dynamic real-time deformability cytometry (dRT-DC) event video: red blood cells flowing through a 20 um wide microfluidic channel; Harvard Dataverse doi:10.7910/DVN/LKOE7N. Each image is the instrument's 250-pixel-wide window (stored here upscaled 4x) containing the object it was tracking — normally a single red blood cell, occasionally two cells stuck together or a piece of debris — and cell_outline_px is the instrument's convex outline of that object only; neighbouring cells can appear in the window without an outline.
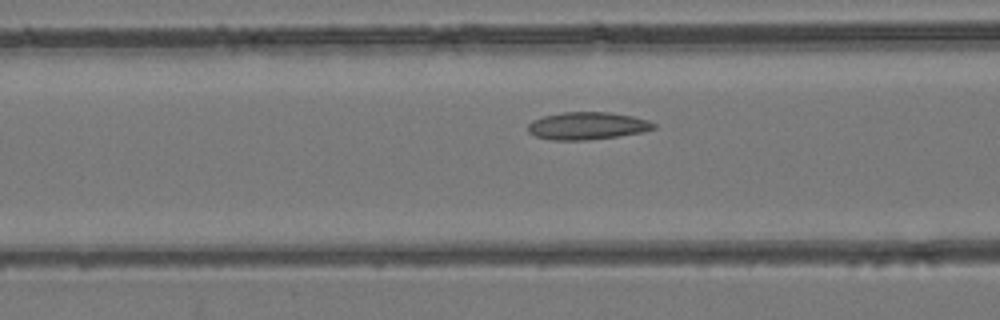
{"species": "common noctule bat (a hibernating species)", "species_latin": "Nyctalus noctula", "temperature_condition": "room temperature", "stored_images_in_passage": 48, "camera_frame_rate_fps": 3000, "um_per_image_px": 0.085, "animal": {"sex": "female", "body_mass_g": 24.6, "forearm_length_mm": 56.2}, "frame": {"image": 1, "passage_image": 18, "time_ms": 5.667, "image_size_px": [1000, 320], "cell_outline_px": [[656, 128], [640, 132], [616, 136], [584, 140], [552, 140], [536, 136], [528, 132], [528, 124], [532, 120], [544, 116], [564, 112], [608, 112], [632, 116], [648, 120], [656, 124]], "centroid_in_image_um": [49.9, 10.69], "position_along_channel_um": 116.7, "area_um2": 19.94}}
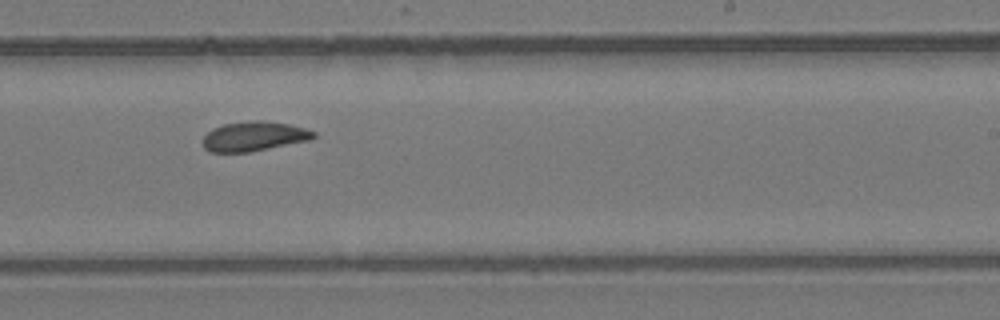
{"frame": {"image": 2, "passage_image": 29, "time_ms": 9.333, "image_size_px": [1000, 320], "cell_outline_px": [[316, 136], [312, 140], [252, 152], [208, 152], [204, 148], [204, 136], [212, 128], [224, 124], [252, 120], [260, 120], [288, 124], [304, 128], [316, 132]], "centroid_in_image_um": [21.62, 11.6], "position_along_channel_um": 267.4, "area_um2": 19.25}}
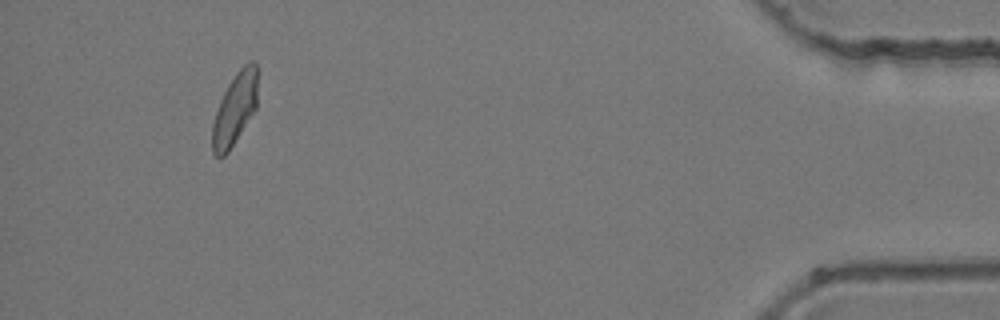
{"frame": {"image": 3, "passage_image": 45, "time_ms": 14.667, "image_size_px": [1000, 320], "cell_outline_px": [[256, 108], [228, 152], [220, 160], [212, 152], [212, 124], [220, 100], [228, 84], [236, 72], [248, 60], [252, 60], [256, 64]], "centroid_in_image_um": [19.93, 9.28], "position_along_channel_um": 415.3, "area_um2": 18.79}}